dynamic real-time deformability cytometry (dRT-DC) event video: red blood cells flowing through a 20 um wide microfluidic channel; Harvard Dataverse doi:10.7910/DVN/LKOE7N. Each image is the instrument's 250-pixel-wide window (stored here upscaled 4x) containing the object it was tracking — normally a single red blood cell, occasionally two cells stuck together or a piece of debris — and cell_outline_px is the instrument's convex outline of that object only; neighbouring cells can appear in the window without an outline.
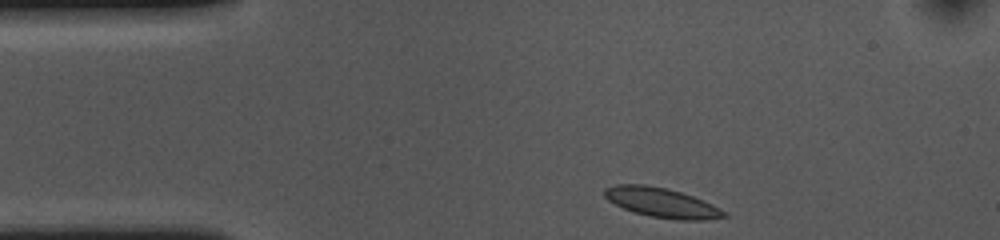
{"species": "common noctule bat (a hibernating species)", "species_latin": "Nyctalus noctula", "temperature_condition": "cold", "stored_images_in_passage": 36, "camera_frame_rate_fps": 3000, "um_per_image_px": 0.085, "animal": {"sex": "female", "body_mass_g": 10.0, "forearm_length_mm": 53.1}, "frame": {"image": 1, "passage_image": 1, "time_ms": 0.0, "image_size_px": [1000, 240], "cell_outline_px": [[728, 216], [704, 220], [676, 220], [648, 216], [624, 208], [608, 200], [604, 196], [604, 188], [616, 184], [644, 184], [668, 188], [704, 200], [728, 212]], "centroid_in_image_um": [56.27, 17.22], "position_along_channel_um": 28.7, "area_um2": 20.69}}
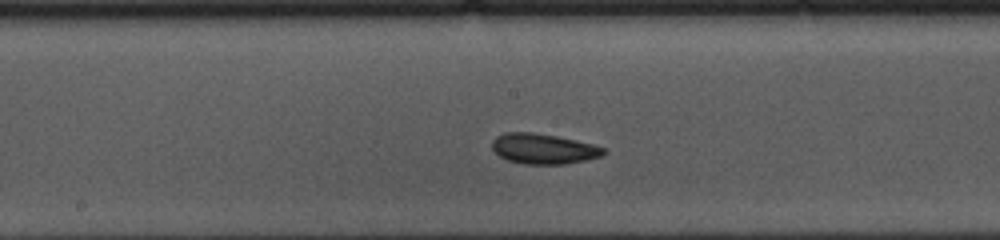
{"frame": {"image": 2, "passage_image": 19, "time_ms": 6.0, "image_size_px": [1000, 240], "cell_outline_px": [[608, 152], [600, 156], [568, 164], [524, 164], [508, 160], [500, 156], [492, 148], [492, 140], [496, 136], [504, 132], [532, 132], [556, 136], [576, 140], [592, 144], [604, 148]], "centroid_in_image_um": [46.18, 12.64], "position_along_channel_um": 202.0, "area_um2": 19.65}}
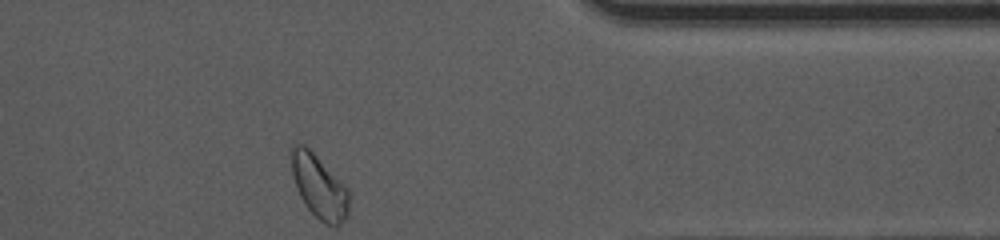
{"frame": {"image": 3, "passage_image": 36, "time_ms": 11.667, "image_size_px": [1000, 240], "cell_outline_px": [[348, 216], [340, 224], [324, 224], [304, 204], [296, 188], [292, 172], [292, 144], [308, 144], [348, 188]], "centroid_in_image_um": [27.12, 15.8], "position_along_channel_um": 384.3, "area_um2": 21.44}, "authors_computed_cell_mechanics": {"area_um2": 19.4208, "velocity_mm_per_s": 3.5712, "shape_relaxation_time_tau1_ms": 2.2675, "shape_relaxation_time_tau2_ms": 2.0847, "deformation_change_tau1": 0.0855, "deformation_change_tau2": 0.0659}}